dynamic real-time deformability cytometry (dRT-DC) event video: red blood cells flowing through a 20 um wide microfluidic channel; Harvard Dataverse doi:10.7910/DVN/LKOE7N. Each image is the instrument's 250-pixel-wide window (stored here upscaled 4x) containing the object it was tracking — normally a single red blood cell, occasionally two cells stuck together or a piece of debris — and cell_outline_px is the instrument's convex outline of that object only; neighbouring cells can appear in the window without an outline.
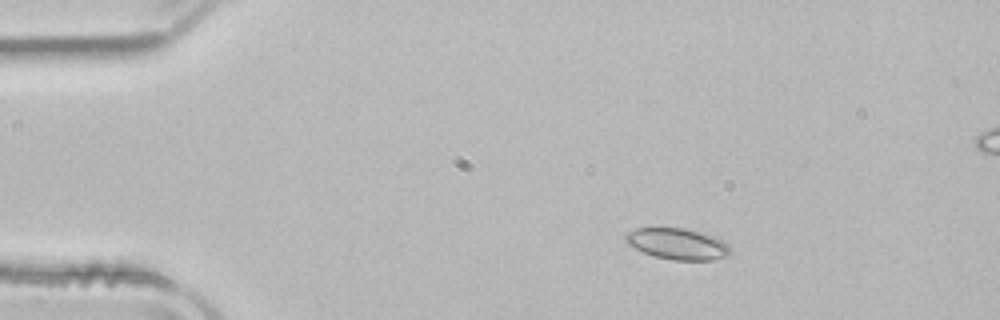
{"species": "common noctule bat (a hibernating species)", "species_latin": "Nyctalus noctula", "temperature_condition": "room temperature", "stored_images_in_passage": 53, "camera_frame_rate_fps": 3000, "um_per_image_px": 0.085, "animal": {"sex": "male", "body_mass_g": 21.5, "forearm_length_mm": 52.0}, "frame": {"image": 1, "passage_image": 9, "time_ms": 2.667, "image_size_px": [1000, 320], "cell_outline_px": [[728, 256], [712, 260], [672, 260], [656, 256], [644, 252], [628, 244], [624, 240], [624, 236], [628, 232], [636, 228], [684, 228], [712, 236], [728, 244]], "centroid_in_image_um": [57.55, 20.73], "position_along_channel_um": 27.5, "area_um2": 18.67}}
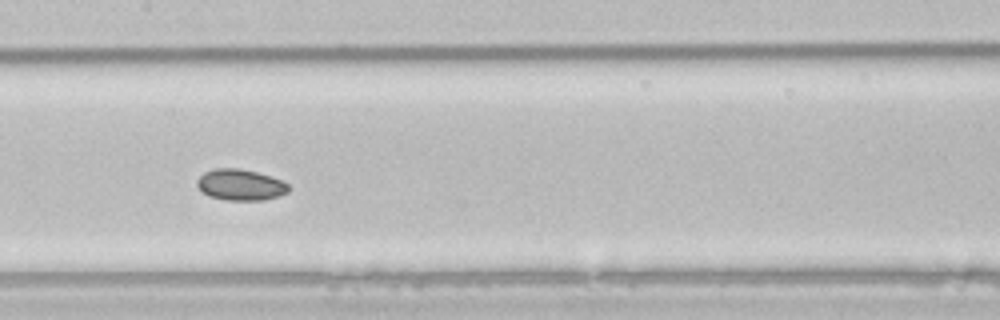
{"frame": {"image": 2, "passage_image": 26, "time_ms": 8.333, "image_size_px": [1000, 320], "cell_outline_px": [[288, 192], [280, 196], [264, 200], [224, 200], [208, 196], [196, 184], [196, 180], [204, 172], [216, 168], [236, 168], [256, 172], [280, 180], [288, 184]], "centroid_in_image_um": [20.42, 15.72], "position_along_channel_um": 187.0, "area_um2": 16.47}}
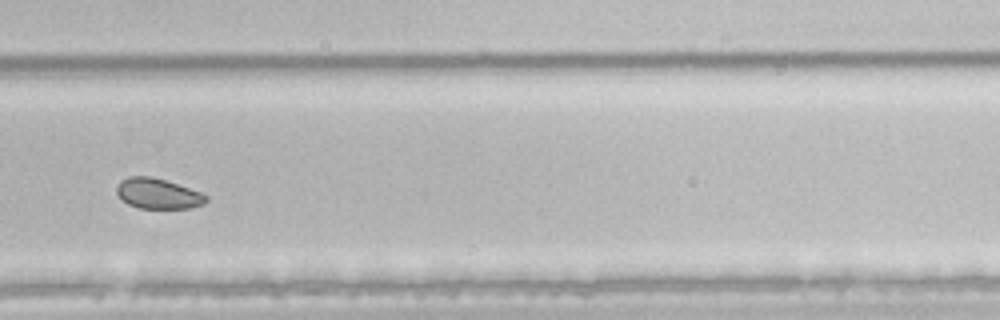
{"frame": {"image": 3, "passage_image": 36, "time_ms": 11.667, "image_size_px": [1000, 320], "cell_outline_px": [[208, 200], [204, 204], [188, 208], [140, 208], [128, 204], [116, 192], [116, 188], [120, 180], [128, 176], [148, 176], [164, 180], [200, 192], [208, 196]], "centroid_in_image_um": [13.42, 16.46], "position_along_channel_um": 316.4, "area_um2": 15.61}, "authors_computed_cell_mechanics": {"area_um2": 18.207, "velocity_mm_per_s": 3.9022, "shape_relaxation_time_tau1_ms": null, "shape_relaxation_time_tau2_ms": 9.4597, "deformation_change_tau1": null, "deformation_change_tau2": 0.0948}}